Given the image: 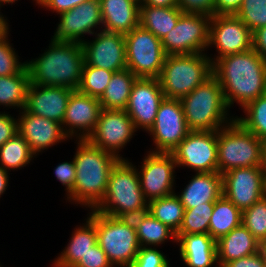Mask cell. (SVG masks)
<instances>
[{"mask_svg": "<svg viewBox=\"0 0 266 267\" xmlns=\"http://www.w3.org/2000/svg\"><path fill=\"white\" fill-rule=\"evenodd\" d=\"M222 175L223 195L241 211L266 195V166L234 168Z\"/></svg>", "mask_w": 266, "mask_h": 267, "instance_id": "4fadbf2b", "label": "cell"}, {"mask_svg": "<svg viewBox=\"0 0 266 267\" xmlns=\"http://www.w3.org/2000/svg\"><path fill=\"white\" fill-rule=\"evenodd\" d=\"M177 7L183 13L215 15V0H177Z\"/></svg>", "mask_w": 266, "mask_h": 267, "instance_id": "b9f144b4", "label": "cell"}, {"mask_svg": "<svg viewBox=\"0 0 266 267\" xmlns=\"http://www.w3.org/2000/svg\"><path fill=\"white\" fill-rule=\"evenodd\" d=\"M55 177L63 186H65V191L67 196L72 192L74 188V182L76 178V169L74 158L72 161H64L59 163L54 168Z\"/></svg>", "mask_w": 266, "mask_h": 267, "instance_id": "7bdbcfd3", "label": "cell"}, {"mask_svg": "<svg viewBox=\"0 0 266 267\" xmlns=\"http://www.w3.org/2000/svg\"><path fill=\"white\" fill-rule=\"evenodd\" d=\"M242 224V211L224 195L214 202V210L210 218L208 233L217 241L232 229Z\"/></svg>", "mask_w": 266, "mask_h": 267, "instance_id": "4dcf8cb0", "label": "cell"}, {"mask_svg": "<svg viewBox=\"0 0 266 267\" xmlns=\"http://www.w3.org/2000/svg\"><path fill=\"white\" fill-rule=\"evenodd\" d=\"M218 172L266 166V143L233 120L217 131Z\"/></svg>", "mask_w": 266, "mask_h": 267, "instance_id": "8992f818", "label": "cell"}, {"mask_svg": "<svg viewBox=\"0 0 266 267\" xmlns=\"http://www.w3.org/2000/svg\"><path fill=\"white\" fill-rule=\"evenodd\" d=\"M89 0H37L35 4L45 7L49 11L57 13V15L70 11L74 7L81 5Z\"/></svg>", "mask_w": 266, "mask_h": 267, "instance_id": "bcb514c9", "label": "cell"}, {"mask_svg": "<svg viewBox=\"0 0 266 267\" xmlns=\"http://www.w3.org/2000/svg\"><path fill=\"white\" fill-rule=\"evenodd\" d=\"M180 101L190 131H218L235 119L213 74Z\"/></svg>", "mask_w": 266, "mask_h": 267, "instance_id": "5b68a950", "label": "cell"}, {"mask_svg": "<svg viewBox=\"0 0 266 267\" xmlns=\"http://www.w3.org/2000/svg\"><path fill=\"white\" fill-rule=\"evenodd\" d=\"M76 142L77 150L73 157L76 178L72 192L66 197L68 202L93 210L101 203L111 170L120 159L87 139Z\"/></svg>", "mask_w": 266, "mask_h": 267, "instance_id": "7a4b0ae2", "label": "cell"}, {"mask_svg": "<svg viewBox=\"0 0 266 267\" xmlns=\"http://www.w3.org/2000/svg\"><path fill=\"white\" fill-rule=\"evenodd\" d=\"M242 0H215V15H235Z\"/></svg>", "mask_w": 266, "mask_h": 267, "instance_id": "c3c4849f", "label": "cell"}, {"mask_svg": "<svg viewBox=\"0 0 266 267\" xmlns=\"http://www.w3.org/2000/svg\"><path fill=\"white\" fill-rule=\"evenodd\" d=\"M214 202H206L184 210L183 222L176 234L208 233Z\"/></svg>", "mask_w": 266, "mask_h": 267, "instance_id": "d590c367", "label": "cell"}, {"mask_svg": "<svg viewBox=\"0 0 266 267\" xmlns=\"http://www.w3.org/2000/svg\"><path fill=\"white\" fill-rule=\"evenodd\" d=\"M36 155L32 152L27 141L16 133L0 147V166L7 170L22 169L29 165ZM33 158V159H32Z\"/></svg>", "mask_w": 266, "mask_h": 267, "instance_id": "836d02e7", "label": "cell"}, {"mask_svg": "<svg viewBox=\"0 0 266 267\" xmlns=\"http://www.w3.org/2000/svg\"><path fill=\"white\" fill-rule=\"evenodd\" d=\"M8 36L9 32L0 39V76L18 74L26 67V62L19 61Z\"/></svg>", "mask_w": 266, "mask_h": 267, "instance_id": "ab89813d", "label": "cell"}, {"mask_svg": "<svg viewBox=\"0 0 266 267\" xmlns=\"http://www.w3.org/2000/svg\"><path fill=\"white\" fill-rule=\"evenodd\" d=\"M212 72L229 109L235 102L244 108L266 94V61L254 49L217 59Z\"/></svg>", "mask_w": 266, "mask_h": 267, "instance_id": "6da1fadb", "label": "cell"}, {"mask_svg": "<svg viewBox=\"0 0 266 267\" xmlns=\"http://www.w3.org/2000/svg\"><path fill=\"white\" fill-rule=\"evenodd\" d=\"M94 40L82 42L84 63L112 72L127 68L125 36L106 31L96 32Z\"/></svg>", "mask_w": 266, "mask_h": 267, "instance_id": "d6986e66", "label": "cell"}, {"mask_svg": "<svg viewBox=\"0 0 266 267\" xmlns=\"http://www.w3.org/2000/svg\"><path fill=\"white\" fill-rule=\"evenodd\" d=\"M252 49L266 61V26L252 32Z\"/></svg>", "mask_w": 266, "mask_h": 267, "instance_id": "681fc988", "label": "cell"}, {"mask_svg": "<svg viewBox=\"0 0 266 267\" xmlns=\"http://www.w3.org/2000/svg\"><path fill=\"white\" fill-rule=\"evenodd\" d=\"M9 23L7 21V17L3 16V14H0V39L6 35L9 31Z\"/></svg>", "mask_w": 266, "mask_h": 267, "instance_id": "f5cc1de1", "label": "cell"}, {"mask_svg": "<svg viewBox=\"0 0 266 267\" xmlns=\"http://www.w3.org/2000/svg\"><path fill=\"white\" fill-rule=\"evenodd\" d=\"M102 31L127 34L140 25V4L133 0H99Z\"/></svg>", "mask_w": 266, "mask_h": 267, "instance_id": "603a6c76", "label": "cell"}, {"mask_svg": "<svg viewBox=\"0 0 266 267\" xmlns=\"http://www.w3.org/2000/svg\"><path fill=\"white\" fill-rule=\"evenodd\" d=\"M94 210L125 218L148 212V201L141 190L136 166L127 158L120 159L111 170L106 192Z\"/></svg>", "mask_w": 266, "mask_h": 267, "instance_id": "277c9868", "label": "cell"}, {"mask_svg": "<svg viewBox=\"0 0 266 267\" xmlns=\"http://www.w3.org/2000/svg\"><path fill=\"white\" fill-rule=\"evenodd\" d=\"M169 260L155 247H140L135 261L129 267H170Z\"/></svg>", "mask_w": 266, "mask_h": 267, "instance_id": "60d3db41", "label": "cell"}, {"mask_svg": "<svg viewBox=\"0 0 266 267\" xmlns=\"http://www.w3.org/2000/svg\"><path fill=\"white\" fill-rule=\"evenodd\" d=\"M189 132L180 99L164 98L155 122L147 132L155 144L149 152L171 153Z\"/></svg>", "mask_w": 266, "mask_h": 267, "instance_id": "8fae6325", "label": "cell"}, {"mask_svg": "<svg viewBox=\"0 0 266 267\" xmlns=\"http://www.w3.org/2000/svg\"><path fill=\"white\" fill-rule=\"evenodd\" d=\"M141 169L137 168L141 190L148 202L175 193V159L171 153L147 151ZM140 170V171H139Z\"/></svg>", "mask_w": 266, "mask_h": 267, "instance_id": "2e32d148", "label": "cell"}, {"mask_svg": "<svg viewBox=\"0 0 266 267\" xmlns=\"http://www.w3.org/2000/svg\"><path fill=\"white\" fill-rule=\"evenodd\" d=\"M30 84L29 73L25 67L12 76H0V106L17 109L25 108L27 89Z\"/></svg>", "mask_w": 266, "mask_h": 267, "instance_id": "1f68e13d", "label": "cell"}, {"mask_svg": "<svg viewBox=\"0 0 266 267\" xmlns=\"http://www.w3.org/2000/svg\"><path fill=\"white\" fill-rule=\"evenodd\" d=\"M19 112L18 133L27 141L36 156L49 147L69 139L62 129V124L34 115L25 108Z\"/></svg>", "mask_w": 266, "mask_h": 267, "instance_id": "44dd1931", "label": "cell"}, {"mask_svg": "<svg viewBox=\"0 0 266 267\" xmlns=\"http://www.w3.org/2000/svg\"><path fill=\"white\" fill-rule=\"evenodd\" d=\"M9 112H0V147L18 133V120Z\"/></svg>", "mask_w": 266, "mask_h": 267, "instance_id": "f6af8a7d", "label": "cell"}, {"mask_svg": "<svg viewBox=\"0 0 266 267\" xmlns=\"http://www.w3.org/2000/svg\"><path fill=\"white\" fill-rule=\"evenodd\" d=\"M9 172L7 170H4L0 166V198L1 195H3L8 188V183H9Z\"/></svg>", "mask_w": 266, "mask_h": 267, "instance_id": "816d5d0a", "label": "cell"}, {"mask_svg": "<svg viewBox=\"0 0 266 267\" xmlns=\"http://www.w3.org/2000/svg\"><path fill=\"white\" fill-rule=\"evenodd\" d=\"M183 12L177 7L140 4V26L163 39L177 24Z\"/></svg>", "mask_w": 266, "mask_h": 267, "instance_id": "83f0119b", "label": "cell"}, {"mask_svg": "<svg viewBox=\"0 0 266 267\" xmlns=\"http://www.w3.org/2000/svg\"><path fill=\"white\" fill-rule=\"evenodd\" d=\"M223 195V175L219 172H198L176 194L184 209L194 208L206 202H215Z\"/></svg>", "mask_w": 266, "mask_h": 267, "instance_id": "d4e9b609", "label": "cell"}, {"mask_svg": "<svg viewBox=\"0 0 266 267\" xmlns=\"http://www.w3.org/2000/svg\"><path fill=\"white\" fill-rule=\"evenodd\" d=\"M223 267H266V261L258 251L253 255L229 261Z\"/></svg>", "mask_w": 266, "mask_h": 267, "instance_id": "7dc6e473", "label": "cell"}, {"mask_svg": "<svg viewBox=\"0 0 266 267\" xmlns=\"http://www.w3.org/2000/svg\"><path fill=\"white\" fill-rule=\"evenodd\" d=\"M176 238L180 257L185 266L219 267L216 241L209 233L176 234Z\"/></svg>", "mask_w": 266, "mask_h": 267, "instance_id": "cb8c5ba5", "label": "cell"}, {"mask_svg": "<svg viewBox=\"0 0 266 267\" xmlns=\"http://www.w3.org/2000/svg\"><path fill=\"white\" fill-rule=\"evenodd\" d=\"M74 90L61 86H40L29 84L25 109L62 124L67 103Z\"/></svg>", "mask_w": 266, "mask_h": 267, "instance_id": "7402d4cb", "label": "cell"}, {"mask_svg": "<svg viewBox=\"0 0 266 267\" xmlns=\"http://www.w3.org/2000/svg\"><path fill=\"white\" fill-rule=\"evenodd\" d=\"M242 224L259 242L266 238V195L242 211Z\"/></svg>", "mask_w": 266, "mask_h": 267, "instance_id": "74e56055", "label": "cell"}, {"mask_svg": "<svg viewBox=\"0 0 266 267\" xmlns=\"http://www.w3.org/2000/svg\"><path fill=\"white\" fill-rule=\"evenodd\" d=\"M259 252L262 254L263 259L266 261V238L259 242Z\"/></svg>", "mask_w": 266, "mask_h": 267, "instance_id": "db71d44e", "label": "cell"}, {"mask_svg": "<svg viewBox=\"0 0 266 267\" xmlns=\"http://www.w3.org/2000/svg\"><path fill=\"white\" fill-rule=\"evenodd\" d=\"M171 154L179 168L218 172L217 131H190Z\"/></svg>", "mask_w": 266, "mask_h": 267, "instance_id": "7c38bea8", "label": "cell"}, {"mask_svg": "<svg viewBox=\"0 0 266 267\" xmlns=\"http://www.w3.org/2000/svg\"><path fill=\"white\" fill-rule=\"evenodd\" d=\"M135 132L133 120L125 110L102 109L96 127L87 140L119 159H125L120 151L132 140Z\"/></svg>", "mask_w": 266, "mask_h": 267, "instance_id": "5bb4252c", "label": "cell"}, {"mask_svg": "<svg viewBox=\"0 0 266 267\" xmlns=\"http://www.w3.org/2000/svg\"><path fill=\"white\" fill-rule=\"evenodd\" d=\"M97 243L113 267H129L140 249L132 218L112 217L95 210Z\"/></svg>", "mask_w": 266, "mask_h": 267, "instance_id": "ba28073f", "label": "cell"}, {"mask_svg": "<svg viewBox=\"0 0 266 267\" xmlns=\"http://www.w3.org/2000/svg\"><path fill=\"white\" fill-rule=\"evenodd\" d=\"M133 1L137 2L138 4H142V2H143L144 0H133Z\"/></svg>", "mask_w": 266, "mask_h": 267, "instance_id": "9f6ffc18", "label": "cell"}, {"mask_svg": "<svg viewBox=\"0 0 266 267\" xmlns=\"http://www.w3.org/2000/svg\"><path fill=\"white\" fill-rule=\"evenodd\" d=\"M142 4L155 7H175L177 0H144Z\"/></svg>", "mask_w": 266, "mask_h": 267, "instance_id": "f907efd6", "label": "cell"}, {"mask_svg": "<svg viewBox=\"0 0 266 267\" xmlns=\"http://www.w3.org/2000/svg\"><path fill=\"white\" fill-rule=\"evenodd\" d=\"M137 78L127 68L114 72L103 95L99 98L102 109L125 110Z\"/></svg>", "mask_w": 266, "mask_h": 267, "instance_id": "f546056e", "label": "cell"}, {"mask_svg": "<svg viewBox=\"0 0 266 267\" xmlns=\"http://www.w3.org/2000/svg\"><path fill=\"white\" fill-rule=\"evenodd\" d=\"M165 98L158 78L138 77L133 84L125 111L135 129L149 131L153 126L160 103Z\"/></svg>", "mask_w": 266, "mask_h": 267, "instance_id": "ac0fdd59", "label": "cell"}, {"mask_svg": "<svg viewBox=\"0 0 266 267\" xmlns=\"http://www.w3.org/2000/svg\"><path fill=\"white\" fill-rule=\"evenodd\" d=\"M140 247H158L167 240L176 242V233L149 212L131 217Z\"/></svg>", "mask_w": 266, "mask_h": 267, "instance_id": "f1b7e54d", "label": "cell"}, {"mask_svg": "<svg viewBox=\"0 0 266 267\" xmlns=\"http://www.w3.org/2000/svg\"><path fill=\"white\" fill-rule=\"evenodd\" d=\"M59 23L51 37L56 42H72L80 43L84 41L86 34L94 35L98 31L95 29H103L101 17V8L99 0H89L59 14ZM101 27V28H100ZM85 34V35H84Z\"/></svg>", "mask_w": 266, "mask_h": 267, "instance_id": "e0dca14e", "label": "cell"}, {"mask_svg": "<svg viewBox=\"0 0 266 267\" xmlns=\"http://www.w3.org/2000/svg\"><path fill=\"white\" fill-rule=\"evenodd\" d=\"M101 110L98 98L74 90L69 97L62 122L65 135L70 139H87L96 127Z\"/></svg>", "mask_w": 266, "mask_h": 267, "instance_id": "ffe728a7", "label": "cell"}, {"mask_svg": "<svg viewBox=\"0 0 266 267\" xmlns=\"http://www.w3.org/2000/svg\"><path fill=\"white\" fill-rule=\"evenodd\" d=\"M212 46L218 53L209 57L213 64L221 57L252 49V32L235 15H214L210 20L208 48Z\"/></svg>", "mask_w": 266, "mask_h": 267, "instance_id": "9a60e30c", "label": "cell"}, {"mask_svg": "<svg viewBox=\"0 0 266 267\" xmlns=\"http://www.w3.org/2000/svg\"><path fill=\"white\" fill-rule=\"evenodd\" d=\"M250 30L266 26V0H242L235 14Z\"/></svg>", "mask_w": 266, "mask_h": 267, "instance_id": "f35d334b", "label": "cell"}, {"mask_svg": "<svg viewBox=\"0 0 266 267\" xmlns=\"http://www.w3.org/2000/svg\"><path fill=\"white\" fill-rule=\"evenodd\" d=\"M184 206L176 193L148 202V212L177 233L182 225Z\"/></svg>", "mask_w": 266, "mask_h": 267, "instance_id": "d6a6232c", "label": "cell"}, {"mask_svg": "<svg viewBox=\"0 0 266 267\" xmlns=\"http://www.w3.org/2000/svg\"><path fill=\"white\" fill-rule=\"evenodd\" d=\"M211 16L183 13L176 26L161 40L166 55L205 53Z\"/></svg>", "mask_w": 266, "mask_h": 267, "instance_id": "30bf717a", "label": "cell"}, {"mask_svg": "<svg viewBox=\"0 0 266 267\" xmlns=\"http://www.w3.org/2000/svg\"><path fill=\"white\" fill-rule=\"evenodd\" d=\"M88 214L86 222L74 228L67 246L53 261V267H73L97 244L95 210H90Z\"/></svg>", "mask_w": 266, "mask_h": 267, "instance_id": "484cf974", "label": "cell"}, {"mask_svg": "<svg viewBox=\"0 0 266 267\" xmlns=\"http://www.w3.org/2000/svg\"><path fill=\"white\" fill-rule=\"evenodd\" d=\"M219 267L227 262L253 255L259 251V241L241 224L216 241Z\"/></svg>", "mask_w": 266, "mask_h": 267, "instance_id": "4316f807", "label": "cell"}, {"mask_svg": "<svg viewBox=\"0 0 266 267\" xmlns=\"http://www.w3.org/2000/svg\"><path fill=\"white\" fill-rule=\"evenodd\" d=\"M16 1H18V0H0V4L2 5V6H4V4H10L11 3V5L13 4V3H15ZM33 1H35V2H37V0H33Z\"/></svg>", "mask_w": 266, "mask_h": 267, "instance_id": "11a10c76", "label": "cell"}, {"mask_svg": "<svg viewBox=\"0 0 266 267\" xmlns=\"http://www.w3.org/2000/svg\"><path fill=\"white\" fill-rule=\"evenodd\" d=\"M73 267H113L107 255L97 243Z\"/></svg>", "mask_w": 266, "mask_h": 267, "instance_id": "ee69618b", "label": "cell"}, {"mask_svg": "<svg viewBox=\"0 0 266 267\" xmlns=\"http://www.w3.org/2000/svg\"><path fill=\"white\" fill-rule=\"evenodd\" d=\"M212 74L205 53L167 55L158 80L165 98L181 100Z\"/></svg>", "mask_w": 266, "mask_h": 267, "instance_id": "52a82bcc", "label": "cell"}, {"mask_svg": "<svg viewBox=\"0 0 266 267\" xmlns=\"http://www.w3.org/2000/svg\"><path fill=\"white\" fill-rule=\"evenodd\" d=\"M112 71L93 67L84 63L81 82L78 91L94 98H100L108 86Z\"/></svg>", "mask_w": 266, "mask_h": 267, "instance_id": "8d00e7d4", "label": "cell"}, {"mask_svg": "<svg viewBox=\"0 0 266 267\" xmlns=\"http://www.w3.org/2000/svg\"><path fill=\"white\" fill-rule=\"evenodd\" d=\"M38 58L26 61L30 84L77 90L82 78L84 54L80 43L51 40Z\"/></svg>", "mask_w": 266, "mask_h": 267, "instance_id": "3957f363", "label": "cell"}, {"mask_svg": "<svg viewBox=\"0 0 266 267\" xmlns=\"http://www.w3.org/2000/svg\"><path fill=\"white\" fill-rule=\"evenodd\" d=\"M245 117H235L245 129L266 143V94L242 108Z\"/></svg>", "mask_w": 266, "mask_h": 267, "instance_id": "e575fe53", "label": "cell"}, {"mask_svg": "<svg viewBox=\"0 0 266 267\" xmlns=\"http://www.w3.org/2000/svg\"><path fill=\"white\" fill-rule=\"evenodd\" d=\"M124 36L127 69L137 77L158 78L167 56L161 39L140 25Z\"/></svg>", "mask_w": 266, "mask_h": 267, "instance_id": "9c48e42d", "label": "cell"}]
</instances>
